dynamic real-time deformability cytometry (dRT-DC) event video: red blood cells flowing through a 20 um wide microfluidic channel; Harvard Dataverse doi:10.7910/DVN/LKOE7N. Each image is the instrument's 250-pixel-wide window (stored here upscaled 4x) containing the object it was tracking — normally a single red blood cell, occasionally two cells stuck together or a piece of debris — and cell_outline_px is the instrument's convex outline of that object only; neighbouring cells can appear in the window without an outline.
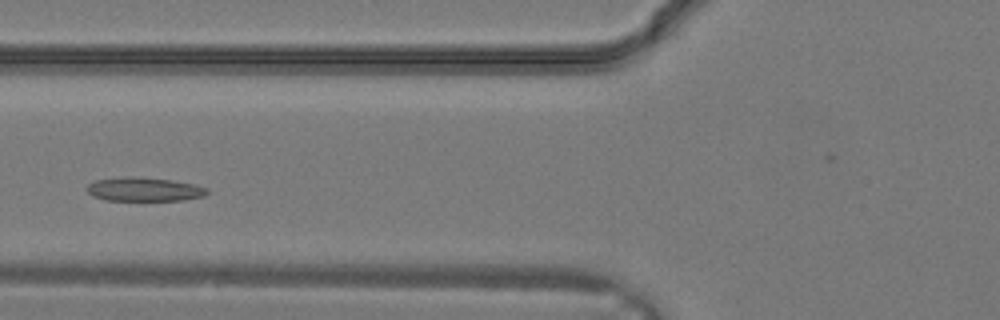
{"species": "common noctule bat (a hibernating species)", "species_latin": "Nyctalus noctula", "temperature_condition": "warm", "stored_images_in_passage": 17, "camera_frame_rate_fps": 3000, "um_per_image_px": 0.085, "animal": {"sex": "male", "body_mass_g": 19.2, "forearm_length_mm": 51.8}, "frame": {"image": 1, "passage_image": 8, "time_ms": 2.333, "image_size_px": [1000, 320], "cell_outline_px": [[208, 192], [204, 196], [180, 200], [108, 200], [92, 196], [88, 192], [88, 184], [96, 180], [172, 180], [196, 184], [208, 188]], "centroid_in_image_um": [12.36, 16.15], "position_along_channel_um": 113.4, "area_um2": 15.43}}
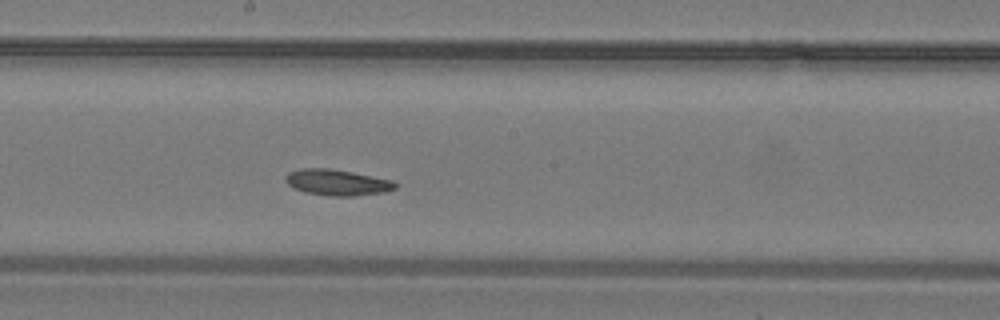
{"frame": {"image": 2, "passage_image": 13, "time_ms": 4.0, "image_size_px": [1000, 320], "cell_outline_px": [[400, 184], [396, 188], [384, 192], [356, 196], [328, 196], [304, 192], [292, 188], [284, 180], [284, 176], [288, 172], [300, 168], [328, 168], [352, 172], [392, 180]], "centroid_in_image_um": [28.63, 15.51], "position_along_channel_um": 219.6, "area_um2": 16.88}}
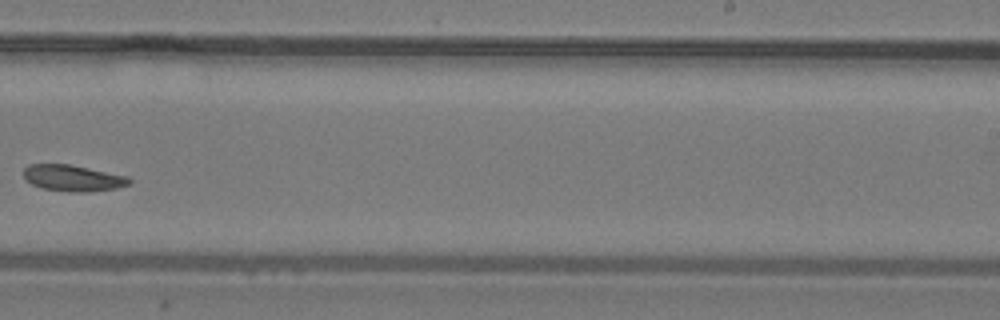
{"frame": {"image": 3, "passage_image": 16, "time_ms": 5.0, "image_size_px": [1000, 320], "cell_outline_px": [[132, 180], [128, 184], [116, 188], [88, 192], [68, 192], [40, 188], [24, 180], [24, 168], [28, 164], [72, 164], [128, 176]], "centroid_in_image_um": [6.17, 15.13], "position_along_channel_um": 282.8, "area_um2": 16.42}}